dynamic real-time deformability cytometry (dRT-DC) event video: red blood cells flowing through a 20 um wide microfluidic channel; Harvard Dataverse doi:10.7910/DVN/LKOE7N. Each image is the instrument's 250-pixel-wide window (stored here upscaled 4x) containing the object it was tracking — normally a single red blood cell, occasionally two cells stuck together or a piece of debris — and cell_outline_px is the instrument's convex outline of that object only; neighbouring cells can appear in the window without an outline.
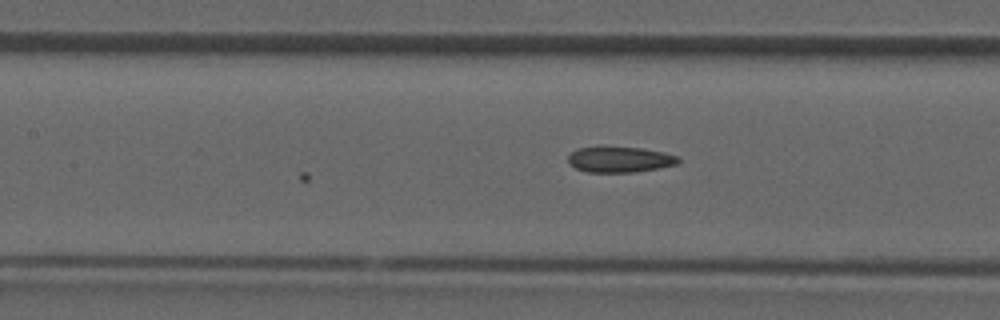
{"species": "common noctule bat (a hibernating species)", "species_latin": "Nyctalus noctula", "temperature_condition": "room temperature", "stored_images_in_passage": 19, "camera_frame_rate_fps": 3000, "um_per_image_px": 0.085, "animal": {"sex": "male", "forearm_length_mm": 52.5}, "frame": {"image": 1, "passage_image": 19, "time_ms": 6.0, "image_size_px": [1000, 320], "cell_outline_px": [[680, 160], [676, 164], [660, 168], [636, 172], [588, 172], [576, 168], [568, 164], [568, 156], [576, 148], [596, 144], [604, 144], [644, 148], [664, 152], [680, 156]], "centroid_in_image_um": [52.64, 13.5], "position_along_channel_um": 154.8, "area_um2": 17.46}}